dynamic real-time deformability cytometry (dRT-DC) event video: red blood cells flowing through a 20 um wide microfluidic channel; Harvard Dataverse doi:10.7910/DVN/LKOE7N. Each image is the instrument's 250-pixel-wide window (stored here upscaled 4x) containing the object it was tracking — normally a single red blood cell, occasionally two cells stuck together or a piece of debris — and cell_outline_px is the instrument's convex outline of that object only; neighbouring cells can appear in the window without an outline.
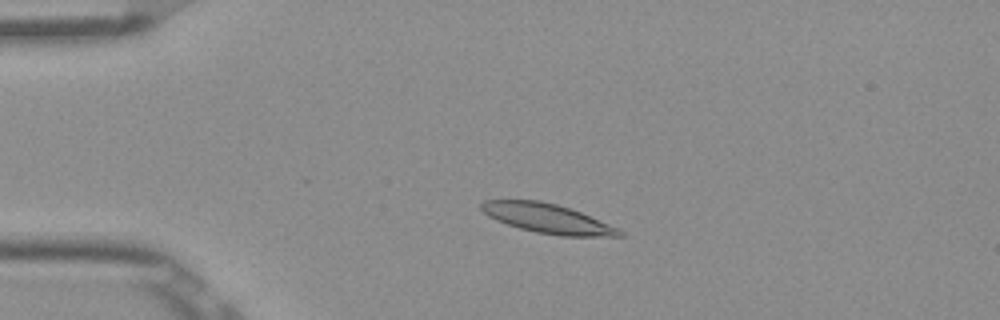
{"species": "Egyptian fruit bat (a non-hibernating species)", "species_latin": "Rousettus aegyptiacus", "temperature_condition": "room temperature", "stored_images_in_passage": 51, "camera_frame_rate_fps": 3000, "um_per_image_px": 0.085, "frame": {"image": 1, "passage_image": 11, "time_ms": 3.333, "image_size_px": [1000, 320], "cell_outline_px": [[624, 236], [560, 236], [536, 232], [520, 228], [496, 220], [488, 216], [480, 208], [480, 204], [484, 200], [540, 200], [556, 204], [580, 212], [620, 228], [624, 232]], "centroid_in_image_um": [46.55, 18.57], "position_along_channel_um": 38.4, "area_um2": 23.58}}
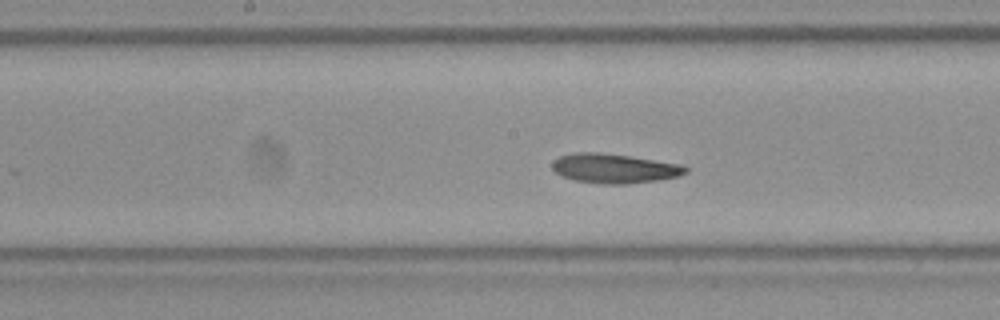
{"frame": {"image": 2, "passage_image": 26, "time_ms": 8.333, "image_size_px": [1000, 320], "cell_outline_px": [[688, 172], [680, 176], [656, 180], [628, 184], [604, 184], [576, 180], [564, 176], [556, 172], [552, 168], [552, 160], [560, 156], [572, 152], [600, 152], [632, 156], [680, 164], [688, 168]], "centroid_in_image_um": [52.22, 14.3], "position_along_channel_um": 196.0, "area_um2": 22.95}}
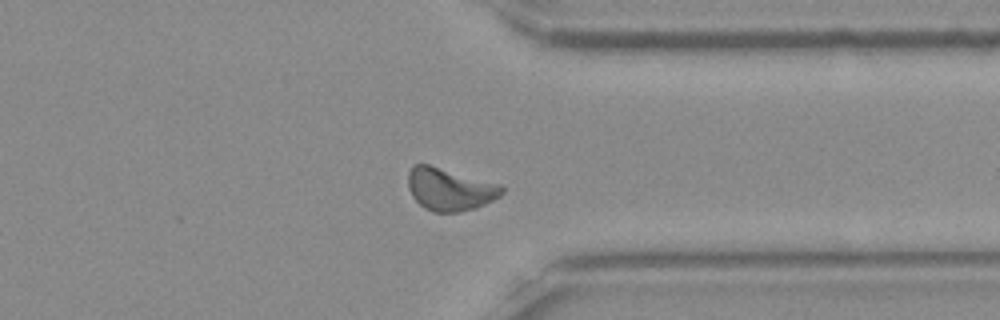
{"frame": {"image": 3, "passage_image": 40, "time_ms": 13.0, "image_size_px": [1000, 320], "cell_outline_px": [[504, 192], [500, 196], [476, 208], [456, 212], [432, 212], [424, 208], [412, 196], [408, 188], [408, 172], [412, 164], [428, 164], [500, 184], [504, 188]], "centroid_in_image_um": [38.21, 16.08], "position_along_channel_um": 373.2, "area_um2": 23.24}, "authors_computed_cell_mechanics": {"area_um2": 22.7154, "velocity_mm_per_s": 3.8501, "shape_relaxation_time_tau1_ms": 5.2011, "shape_relaxation_time_tau2_ms": 5.977, "deformation_change_tau1": 0.1113, "deformation_change_tau2": 0.1287}}